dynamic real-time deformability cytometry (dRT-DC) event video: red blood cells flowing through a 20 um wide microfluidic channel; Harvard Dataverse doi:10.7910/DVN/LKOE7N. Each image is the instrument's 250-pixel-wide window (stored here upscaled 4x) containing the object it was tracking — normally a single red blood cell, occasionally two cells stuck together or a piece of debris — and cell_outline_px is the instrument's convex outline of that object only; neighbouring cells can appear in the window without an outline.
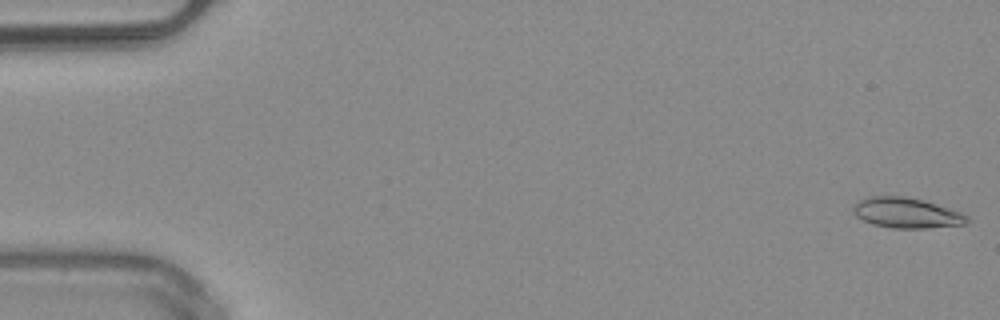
{"species": "common noctule bat (a hibernating species)", "species_latin": "Nyctalus noctula", "temperature_condition": "warm", "stored_images_in_passage": 12, "camera_frame_rate_fps": 3000, "um_per_image_px": 0.085, "animal": {"sex": "male", "body_mass_g": 20.4}, "frame": {"image": 1, "passage_image": 1, "time_ms": 0.0, "image_size_px": [1000, 320], "cell_outline_px": [[972, 220], [968, 224], [928, 228], [892, 228], [872, 224], [856, 216], [852, 212], [852, 208], [860, 200], [868, 196], [904, 196], [924, 200], [960, 212], [968, 216]], "centroid_in_image_um": [77.08, 18.1], "position_along_channel_um": 7.9, "area_um2": 20.23}}